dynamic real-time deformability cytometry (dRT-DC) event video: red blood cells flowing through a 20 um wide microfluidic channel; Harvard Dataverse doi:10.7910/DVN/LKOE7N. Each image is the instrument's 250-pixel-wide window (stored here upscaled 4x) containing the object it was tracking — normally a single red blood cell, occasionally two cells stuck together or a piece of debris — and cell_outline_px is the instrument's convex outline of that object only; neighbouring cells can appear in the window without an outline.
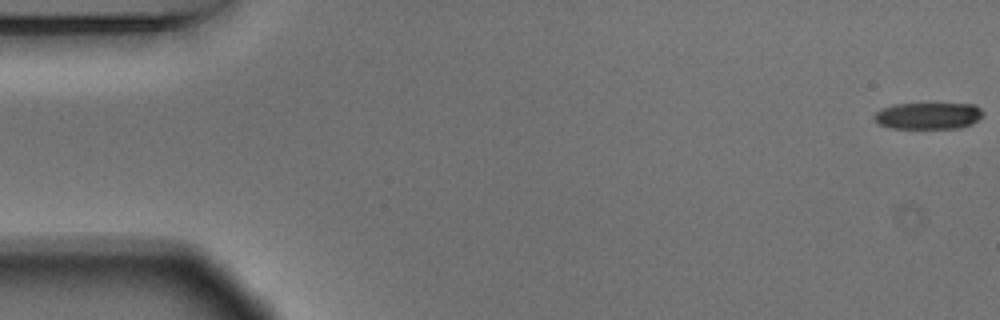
{"species": "Egyptian fruit bat (a non-hibernating species)", "species_latin": "Rousettus aegyptiacus", "temperature_condition": "warm", "stored_images_in_passage": 55, "camera_frame_rate_fps": 3000, "um_per_image_px": 0.085, "animal": {"sex": "male"}, "frame": {"image": 1, "passage_image": 1, "time_ms": 0.0, "image_size_px": [1000, 320], "cell_outline_px": [[980, 116], [972, 124], [960, 128], [888, 128], [880, 124], [872, 116], [880, 108], [892, 104], [976, 104], [980, 108]], "centroid_in_image_um": [78.84, 9.84], "position_along_channel_um": 6.2, "area_um2": 16.82}}
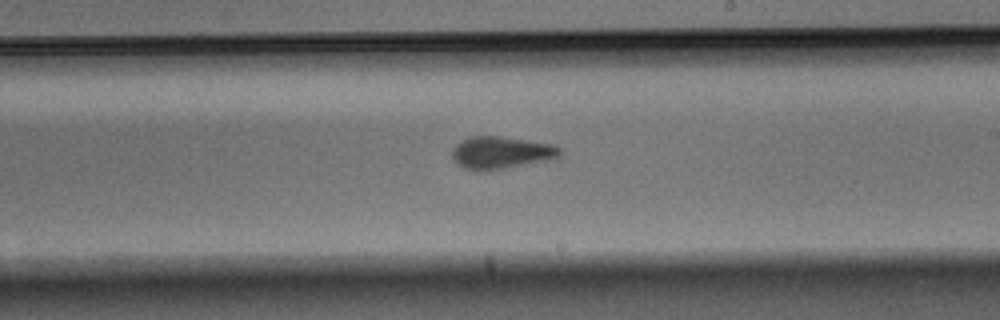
{"frame": {"image": 2, "passage_image": 32, "time_ms": 10.333, "image_size_px": [1000, 320], "cell_outline_px": [[560, 156], [556, 160], [480, 172], [464, 168], [456, 164], [452, 160], [452, 152], [456, 144], [460, 140], [468, 136], [500, 136], [552, 144], [560, 148]], "centroid_in_image_um": [42.59, 12.99], "position_along_channel_um": 246.4, "area_um2": 20.81}}
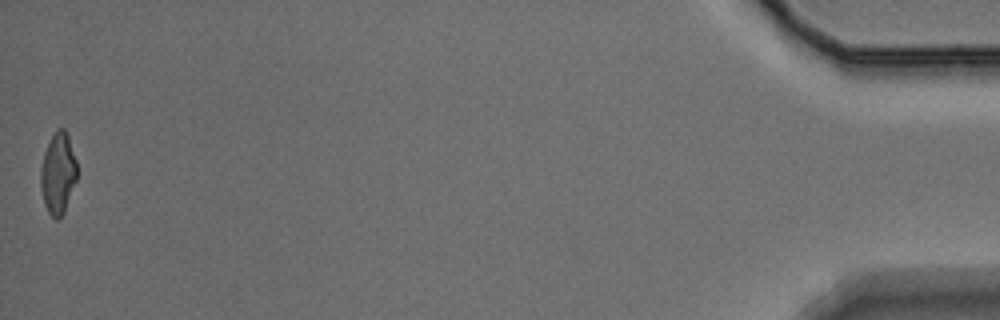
{"frame": {"image": 3, "passage_image": 55, "time_ms": 18.0, "image_size_px": [1000, 320], "cell_outline_px": [[76, 180], [64, 212], [56, 220], [48, 212], [44, 204], [40, 188], [40, 168], [44, 152], [56, 128], [64, 128], [68, 136], [76, 160]], "centroid_in_image_um": [4.91, 14.73], "position_along_channel_um": 430.3, "area_um2": 17.11}, "authors_computed_cell_mechanics": {"area_um2": 19.1318, "velocity_mm_per_s": 3.6821, "shape_relaxation_time_tau1_ms": 3.5592, "shape_relaxation_time_tau2_ms": 1.7021, "deformation_change_tau1": 0.1481, "deformation_change_tau2": 0.0832}}